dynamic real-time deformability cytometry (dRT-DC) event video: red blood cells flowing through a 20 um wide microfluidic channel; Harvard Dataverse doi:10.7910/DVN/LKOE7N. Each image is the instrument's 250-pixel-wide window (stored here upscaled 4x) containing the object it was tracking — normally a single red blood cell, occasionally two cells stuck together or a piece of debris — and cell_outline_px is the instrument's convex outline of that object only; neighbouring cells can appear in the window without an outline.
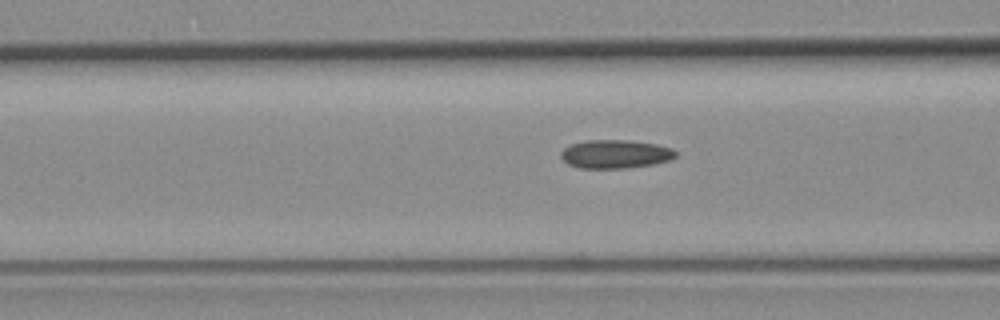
{"species": "common noctule bat (a hibernating species)", "species_latin": "Nyctalus noctula", "temperature_condition": "room temperature", "stored_images_in_passage": 20, "camera_frame_rate_fps": 3000, "um_per_image_px": 0.085, "animal": {"sex": "female", "body_mass_g": 19.3, "forearm_length_mm": 54.1}, "frame": {"image": 1, "passage_image": 18, "time_ms": 5.667, "image_size_px": [1000, 320], "cell_outline_px": [[676, 156], [668, 160], [652, 164], [628, 168], [580, 168], [568, 164], [560, 156], [560, 152], [564, 148], [572, 144], [584, 140], [628, 140], [656, 144], [672, 148], [676, 152]], "centroid_in_image_um": [52.28, 13.09], "position_along_channel_um": 114.3, "area_um2": 19.02}}